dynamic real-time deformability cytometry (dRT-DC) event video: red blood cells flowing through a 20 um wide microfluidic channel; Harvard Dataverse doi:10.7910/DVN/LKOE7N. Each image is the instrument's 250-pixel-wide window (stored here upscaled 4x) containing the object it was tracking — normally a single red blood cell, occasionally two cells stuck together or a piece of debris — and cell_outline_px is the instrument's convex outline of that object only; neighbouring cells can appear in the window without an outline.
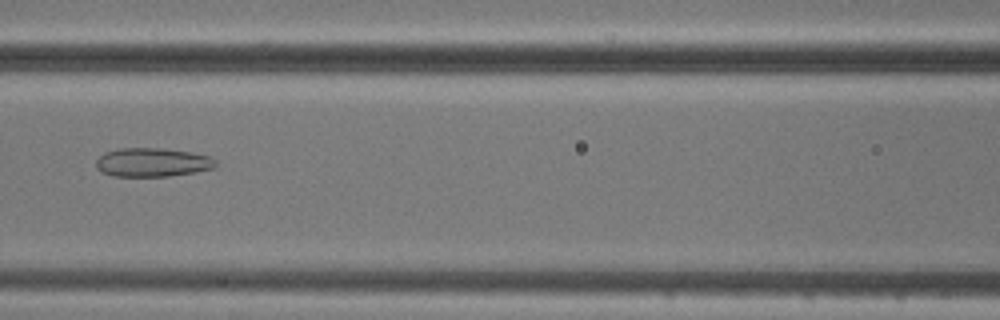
{"species": "common noctule bat (a hibernating species)", "species_latin": "Nyctalus noctula", "temperature_condition": "cold", "stored_images_in_passage": 4, "camera_frame_rate_fps": 3000, "um_per_image_px": 0.085, "animal": {"sex": "male", "body_mass_g": 20.5, "forearm_length_mm": 52.5}, "frame": {"image": 1, "passage_image": 4, "time_ms": 3.333, "image_size_px": [1000, 320], "cell_outline_px": [[216, 168], [196, 172], [168, 176], [112, 176], [100, 172], [96, 168], [96, 160], [104, 152], [120, 148], [160, 148], [188, 152], [208, 156], [216, 160]], "centroid_in_image_um": [12.92, 13.81], "position_along_channel_um": 153.7, "area_um2": 20.11}}